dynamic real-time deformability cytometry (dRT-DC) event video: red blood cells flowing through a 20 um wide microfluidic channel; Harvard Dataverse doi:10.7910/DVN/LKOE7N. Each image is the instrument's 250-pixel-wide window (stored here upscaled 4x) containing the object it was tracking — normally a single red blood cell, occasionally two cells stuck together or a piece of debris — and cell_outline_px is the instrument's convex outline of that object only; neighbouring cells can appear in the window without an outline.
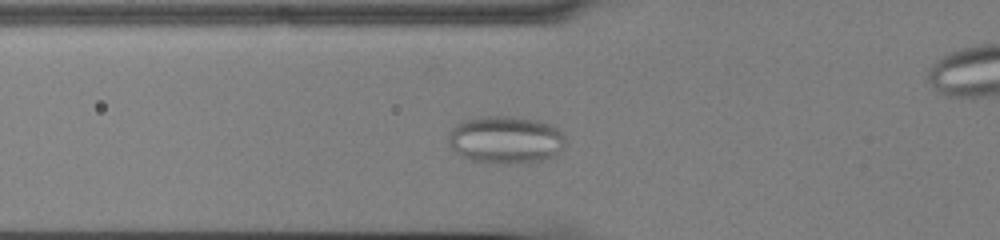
{"species": "common noctule bat (a hibernating species)", "species_latin": "Nyctalus noctula", "temperature_condition": "cold", "stored_images_in_passage": 50, "camera_frame_rate_fps": 3000, "um_per_image_px": 0.085, "animal": {"sex": "male", "body_mass_g": 13.0, "forearm_length_mm": 53.1}, "frame": {"image": 1, "passage_image": 14, "time_ms": 4.333, "image_size_px": [1000, 240], "cell_outline_px": [[564, 148], [556, 156], [528, 164], [496, 164], [472, 160], [460, 156], [448, 144], [448, 132], [456, 124], [464, 120], [480, 116], [512, 116], [540, 120], [552, 124], [564, 136]], "centroid_in_image_um": [42.99, 11.89], "position_along_channel_um": 82.8, "area_um2": 33.23}}
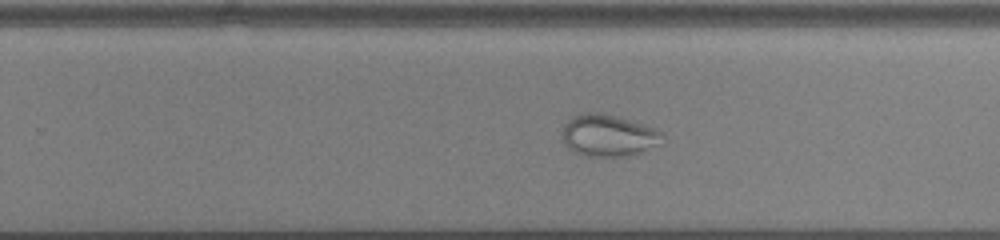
{"frame": {"image": 2, "passage_image": 30, "time_ms": 9.667, "image_size_px": [1000, 240], "cell_outline_px": [[664, 144], [628, 156], [580, 156], [572, 152], [568, 148], [564, 140], [564, 124], [568, 120], [580, 112], [600, 112], [616, 116], [656, 128], [664, 132]], "centroid_in_image_um": [51.76, 11.52], "position_along_channel_um": 278.0, "area_um2": 24.8}}
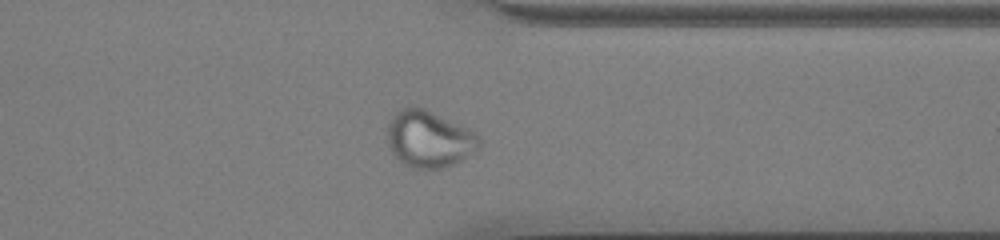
{"frame": {"image": 3, "passage_image": 38, "time_ms": 12.333, "image_size_px": [1000, 240], "cell_outline_px": [[480, 144], [472, 152], [460, 160], [452, 164], [440, 168], [412, 168], [404, 164], [392, 152], [388, 144], [388, 124], [392, 116], [400, 108], [424, 108], [468, 128], [476, 132], [480, 136]], "centroid_in_image_um": [36.46, 11.81], "position_along_channel_um": 374.9, "area_um2": 29.82}}